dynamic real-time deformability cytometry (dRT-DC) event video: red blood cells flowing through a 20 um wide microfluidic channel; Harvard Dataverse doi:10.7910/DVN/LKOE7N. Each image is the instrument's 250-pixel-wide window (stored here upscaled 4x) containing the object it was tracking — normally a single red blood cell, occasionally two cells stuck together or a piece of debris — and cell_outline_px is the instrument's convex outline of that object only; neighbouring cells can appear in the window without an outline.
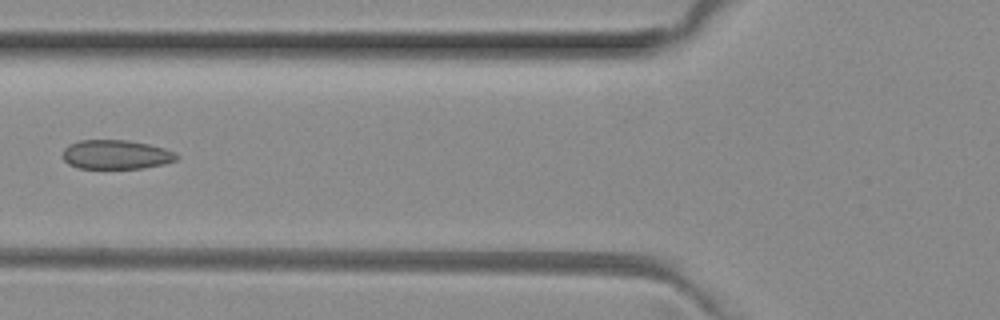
{"species": "common noctule bat (a hibernating species)", "species_latin": "Nyctalus noctula", "temperature_condition": "room temperature", "stored_images_in_passage": 7, "camera_frame_rate_fps": 3000, "um_per_image_px": 0.085, "animal": {"sex": "female", "body_mass_g": 29.2, "forearm_length_mm": 56.3}, "frame": {"image": 1, "passage_image": 6, "time_ms": 1.667, "image_size_px": [1000, 320], "cell_outline_px": [[180, 156], [176, 160], [164, 164], [140, 168], [80, 168], [68, 164], [64, 160], [64, 148], [68, 144], [80, 140], [128, 140], [148, 144], [164, 148], [176, 152]], "centroid_in_image_um": [9.88, 13.13], "position_along_channel_um": 115.9, "area_um2": 19.36}}
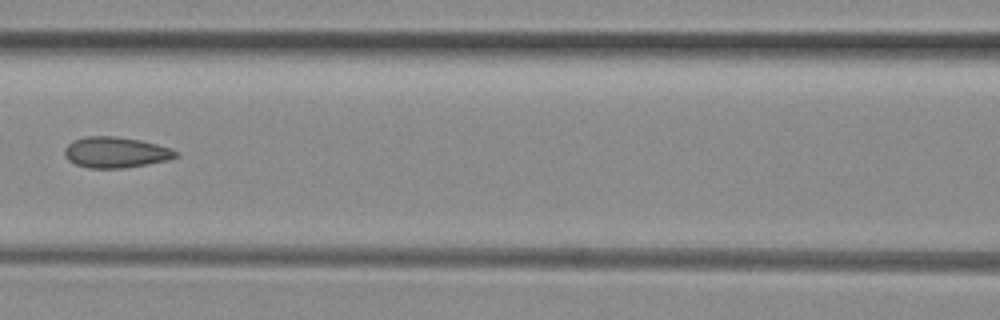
{"frame": {"image": 2, "passage_image": 7, "time_ms": 2.0, "image_size_px": [1000, 320], "cell_outline_px": [[180, 152], [176, 156], [168, 160], [148, 164], [124, 168], [88, 168], [76, 164], [68, 160], [64, 152], [64, 148], [72, 140], [84, 136], [116, 136], [140, 140], [172, 148]], "centroid_in_image_um": [9.83, 12.94], "position_along_channel_um": 156.8, "area_um2": 20.11}}